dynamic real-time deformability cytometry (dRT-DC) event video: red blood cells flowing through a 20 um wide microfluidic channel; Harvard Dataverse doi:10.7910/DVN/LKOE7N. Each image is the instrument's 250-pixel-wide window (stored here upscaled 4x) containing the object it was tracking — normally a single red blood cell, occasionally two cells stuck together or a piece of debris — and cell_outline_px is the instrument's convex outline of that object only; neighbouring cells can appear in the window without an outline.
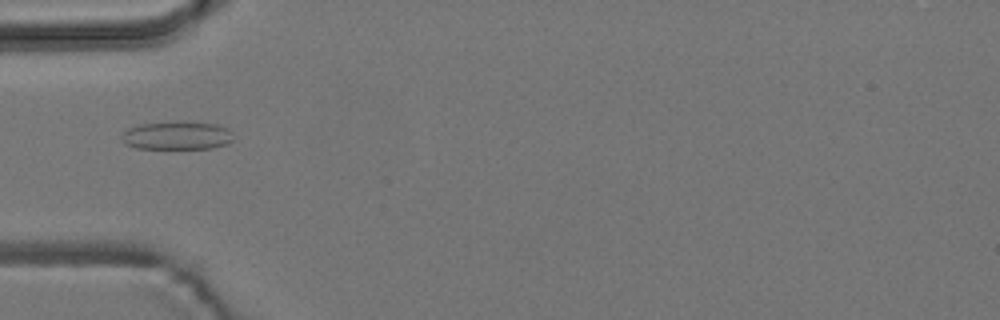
{"species": "common noctule bat (a hibernating species)", "species_latin": "Nyctalus noctula", "temperature_condition": "room temperature", "stored_images_in_passage": 5, "camera_frame_rate_fps": 3000, "um_per_image_px": 0.085, "animal": {"sex": "male", "body_mass_g": 19.2, "forearm_length_mm": 51.8}, "frame": {"image": 1, "passage_image": 5, "time_ms": 5.333, "image_size_px": [1000, 320], "cell_outline_px": [[232, 140], [224, 144], [212, 148], [136, 148], [124, 144], [120, 140], [120, 136], [128, 128], [140, 124], [176, 120], [184, 120], [216, 124], [228, 128]], "centroid_in_image_um": [14.97, 11.49], "position_along_channel_um": 70.0, "area_um2": 18.67}}